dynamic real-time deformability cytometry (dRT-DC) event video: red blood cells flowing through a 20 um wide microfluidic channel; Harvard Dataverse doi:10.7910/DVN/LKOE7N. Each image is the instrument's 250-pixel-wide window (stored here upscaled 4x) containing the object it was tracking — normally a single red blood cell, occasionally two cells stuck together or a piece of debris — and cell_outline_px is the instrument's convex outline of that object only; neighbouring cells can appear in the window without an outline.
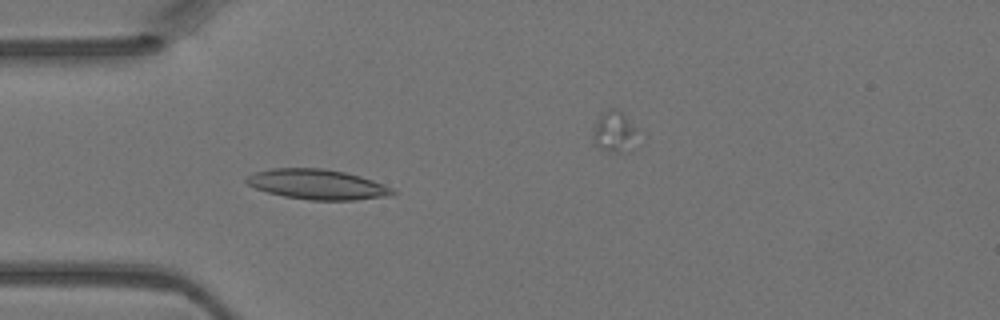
{"species": "Egyptian fruit bat (a non-hibernating species)", "species_latin": "Rousettus aegyptiacus", "temperature_condition": "warm", "stored_images_in_passage": 5, "camera_frame_rate_fps": 3000, "um_per_image_px": 0.085, "animal": {"sex": "female"}, "frame": {"image": 1, "passage_image": 4, "time_ms": 1.0, "image_size_px": [1000, 320], "cell_outline_px": [[396, 192], [388, 196], [356, 200], [312, 200], [284, 196], [268, 192], [256, 188], [248, 184], [244, 180], [244, 176], [256, 172], [272, 168], [320, 168], [344, 172], [360, 176], [372, 180], [392, 188]], "centroid_in_image_um": [26.95, 15.67], "position_along_channel_um": 58.1, "area_um2": 25.43}}